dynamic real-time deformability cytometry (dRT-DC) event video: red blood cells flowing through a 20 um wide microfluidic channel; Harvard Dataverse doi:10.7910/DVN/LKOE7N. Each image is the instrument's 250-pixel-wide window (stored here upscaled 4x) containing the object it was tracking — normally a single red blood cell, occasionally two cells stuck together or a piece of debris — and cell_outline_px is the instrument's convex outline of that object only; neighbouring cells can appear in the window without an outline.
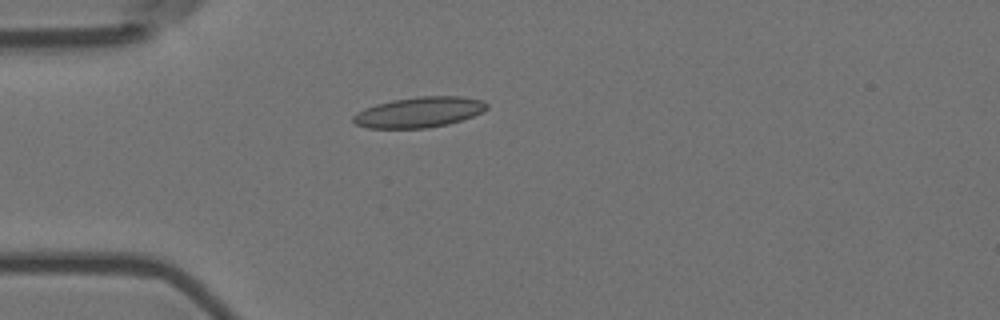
{"species": "Egyptian fruit bat (a non-hibernating species)", "species_latin": "Rousettus aegyptiacus", "temperature_condition": "room temperature", "stored_images_in_passage": 3, "camera_frame_rate_fps": 3000, "um_per_image_px": 0.085, "animal": {"sex": "female"}, "frame": {"image": 1, "passage_image": 2, "time_ms": 0.333, "image_size_px": [1000, 320], "cell_outline_px": [[488, 108], [484, 112], [448, 124], [428, 128], [368, 128], [356, 124], [352, 120], [352, 116], [376, 104], [392, 100], [420, 96], [460, 96], [484, 100], [488, 104]], "centroid_in_image_um": [35.68, 9.53], "position_along_channel_um": 49.3, "area_um2": 23.64}}